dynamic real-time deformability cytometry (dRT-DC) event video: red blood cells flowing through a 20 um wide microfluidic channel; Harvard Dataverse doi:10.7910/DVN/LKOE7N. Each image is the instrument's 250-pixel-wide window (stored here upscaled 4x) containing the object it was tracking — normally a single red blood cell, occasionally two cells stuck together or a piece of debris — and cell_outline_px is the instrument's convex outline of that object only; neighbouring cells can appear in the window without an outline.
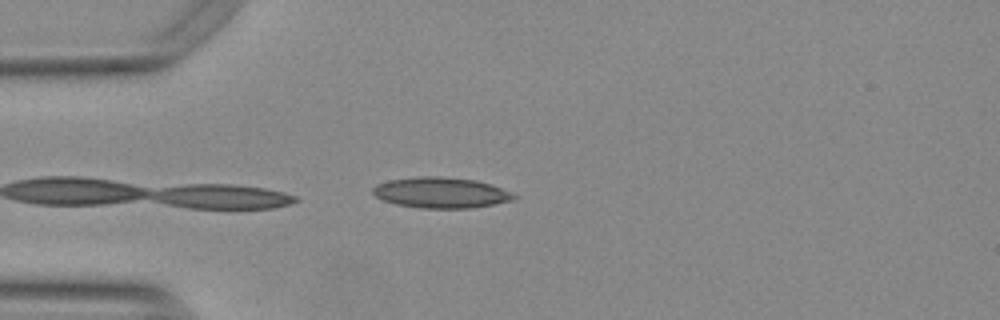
{"species": "Egyptian fruit bat (a non-hibernating species)", "species_latin": "Rousettus aegyptiacus", "temperature_condition": "warm", "stored_images_in_passage": 26, "camera_frame_rate_fps": 3000, "um_per_image_px": 0.085, "animal": {"sex": "female"}, "frame": {"image": 1, "passage_image": 1, "time_ms": 0.0, "image_size_px": [1000, 320], "cell_outline_px": [[516, 196], [512, 200], [492, 204], [468, 208], [420, 208], [396, 204], [384, 200], [376, 196], [372, 192], [372, 188], [376, 184], [388, 180], [420, 176], [440, 176], [476, 180], [492, 184], [512, 192]], "centroid_in_image_um": [37.47, 16.36], "position_along_channel_um": 47.5, "area_um2": 25.2}}